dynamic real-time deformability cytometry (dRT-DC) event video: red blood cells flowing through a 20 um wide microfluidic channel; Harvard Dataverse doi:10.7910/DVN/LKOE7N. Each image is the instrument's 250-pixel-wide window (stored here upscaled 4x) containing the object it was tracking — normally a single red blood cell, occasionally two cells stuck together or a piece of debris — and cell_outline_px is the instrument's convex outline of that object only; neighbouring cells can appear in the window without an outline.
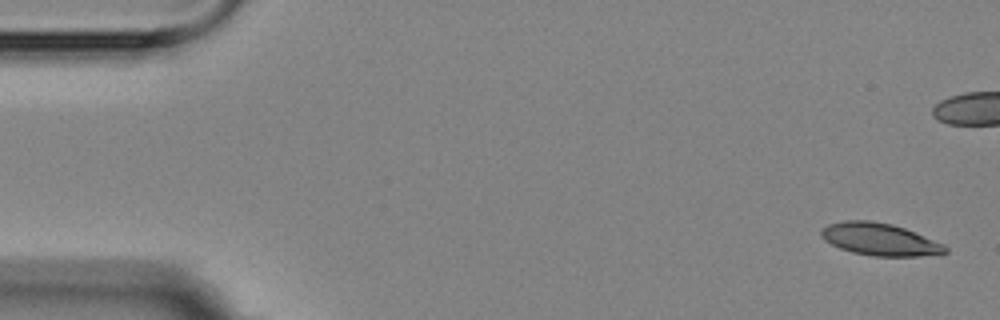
{"species": "Egyptian fruit bat (a non-hibernating species)", "species_latin": "Rousettus aegyptiacus", "temperature_condition": "room temperature", "stored_images_in_passage": 6, "camera_frame_rate_fps": 3000, "um_per_image_px": 0.085, "animal": {"sex": "female"}, "frame": {"image": 1, "passage_image": 1, "time_ms": 0.0, "image_size_px": [1000, 320], "cell_outline_px": [[948, 252], [940, 256], [872, 256], [852, 252], [840, 248], [824, 240], [820, 236], [820, 232], [828, 224], [844, 220], [868, 220], [892, 224], [904, 228], [944, 244], [948, 248]], "centroid_in_image_um": [74.82, 20.36], "position_along_channel_um": 10.2, "area_um2": 23.52}}
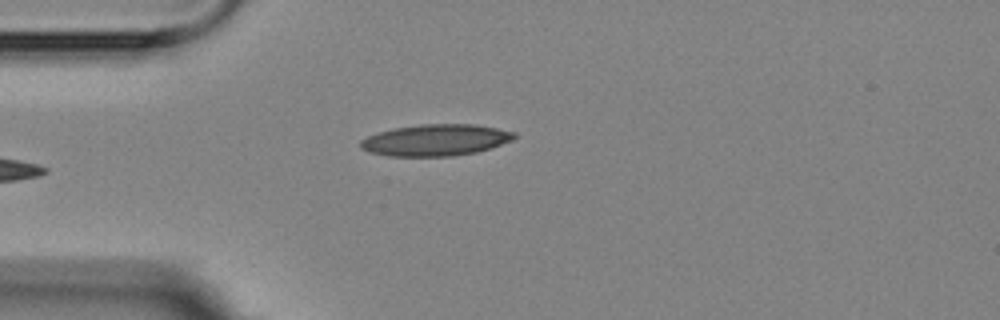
{"frame": {"image": 2, "passage_image": 5, "time_ms": 5.667, "image_size_px": [1000, 320], "cell_outline_px": [[516, 136], [512, 140], [476, 152], [452, 156], [388, 156], [368, 152], [360, 148], [360, 140], [368, 136], [392, 128], [420, 124], [476, 124], [516, 132]], "centroid_in_image_um": [37.0, 11.9], "position_along_channel_um": 48.0, "area_um2": 28.21}}